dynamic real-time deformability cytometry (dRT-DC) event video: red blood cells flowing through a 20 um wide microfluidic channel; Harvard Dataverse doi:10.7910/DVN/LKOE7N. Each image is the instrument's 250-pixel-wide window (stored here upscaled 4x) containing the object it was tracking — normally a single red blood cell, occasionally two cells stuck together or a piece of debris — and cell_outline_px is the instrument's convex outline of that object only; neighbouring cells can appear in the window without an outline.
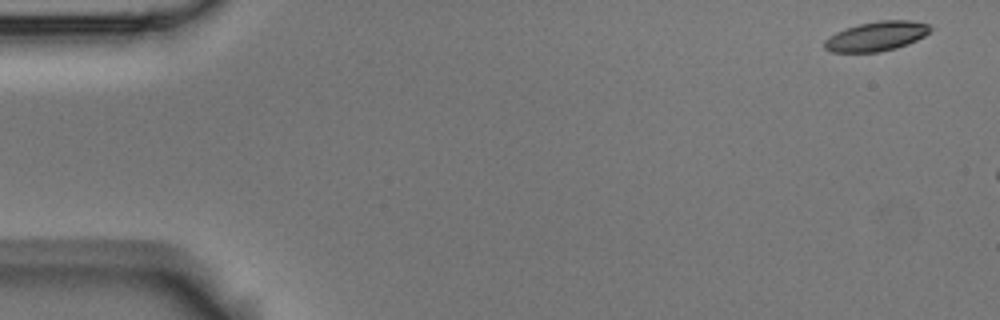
{"species": "Egyptian fruit bat (a non-hibernating species)", "species_latin": "Rousettus aegyptiacus", "temperature_condition": "room temperature", "stored_images_in_passage": 3, "camera_frame_rate_fps": 3000, "um_per_image_px": 0.085, "animal": {"sex": "male"}, "frame": {"image": 1, "passage_image": 1, "time_ms": 0.0, "image_size_px": [1000, 320], "cell_outline_px": [[932, 28], [924, 36], [908, 44], [896, 48], [880, 52], [832, 52], [824, 48], [824, 40], [836, 32], [860, 24], [880, 20], [912, 20], [928, 24]], "centroid_in_image_um": [74.51, 3.08], "position_along_channel_um": 10.5, "area_um2": 18.09}}